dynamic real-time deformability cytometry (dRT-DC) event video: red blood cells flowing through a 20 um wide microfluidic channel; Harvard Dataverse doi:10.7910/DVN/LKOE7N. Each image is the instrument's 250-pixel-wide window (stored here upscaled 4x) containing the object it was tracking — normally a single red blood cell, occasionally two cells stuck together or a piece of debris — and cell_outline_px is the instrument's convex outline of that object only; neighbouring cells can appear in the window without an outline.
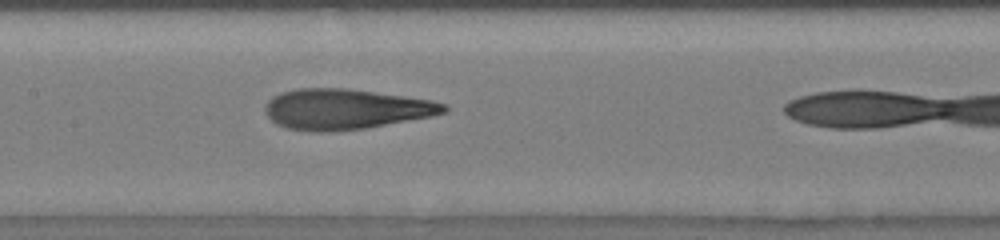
{"species": "human", "species_latin": "Homo sapiens", "temperature_condition": "room temperature", "stored_images_in_passage": 27, "camera_frame_rate_fps": 3000, "um_per_image_px": 0.085, "donor": {"sex": "male"}, "frame": {"image": 1, "passage_image": 23, "time_ms": 9.333, "image_size_px": [1000, 240], "cell_outline_px": [[448, 112], [432, 116], [364, 128], [332, 132], [316, 132], [284, 128], [276, 124], [264, 112], [264, 108], [268, 100], [272, 96], [280, 92], [296, 88], [348, 88], [432, 100], [448, 104]], "centroid_in_image_um": [29.35, 9.27], "position_along_channel_um": 178.0, "area_um2": 42.43}}